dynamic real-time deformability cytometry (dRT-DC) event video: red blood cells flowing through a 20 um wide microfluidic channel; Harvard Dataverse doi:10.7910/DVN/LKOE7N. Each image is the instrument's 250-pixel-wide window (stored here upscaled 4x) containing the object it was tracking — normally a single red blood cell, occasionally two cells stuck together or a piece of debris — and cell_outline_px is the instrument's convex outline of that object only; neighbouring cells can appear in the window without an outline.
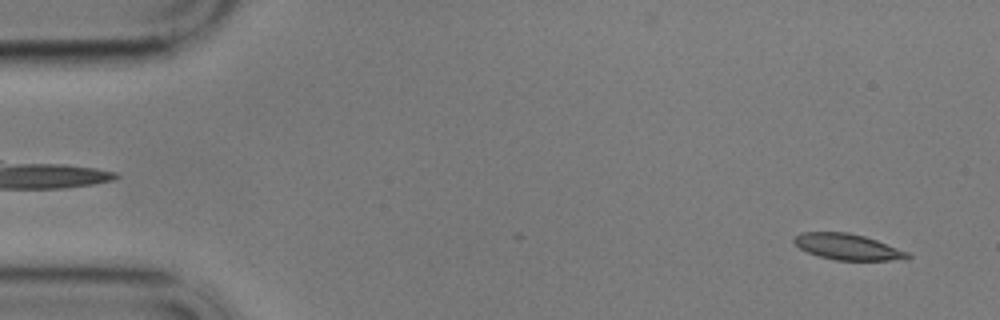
{"species": "common noctule bat (a hibernating species)", "species_latin": "Nyctalus noctula", "temperature_condition": "cold", "stored_images_in_passage": 3, "camera_frame_rate_fps": 3000, "um_per_image_px": 0.085, "animal": {"sex": "male", "body_mass_g": 17.9}, "frame": {"image": 1, "passage_image": 3, "time_ms": 0.667, "image_size_px": [1000, 320], "cell_outline_px": [[912, 256], [908, 260], [836, 260], [820, 256], [808, 252], [800, 248], [792, 240], [800, 232], [848, 232], [864, 236], [876, 240], [908, 252]], "centroid_in_image_um": [72.08, 20.98], "position_along_channel_um": 12.9, "area_um2": 17.11}}